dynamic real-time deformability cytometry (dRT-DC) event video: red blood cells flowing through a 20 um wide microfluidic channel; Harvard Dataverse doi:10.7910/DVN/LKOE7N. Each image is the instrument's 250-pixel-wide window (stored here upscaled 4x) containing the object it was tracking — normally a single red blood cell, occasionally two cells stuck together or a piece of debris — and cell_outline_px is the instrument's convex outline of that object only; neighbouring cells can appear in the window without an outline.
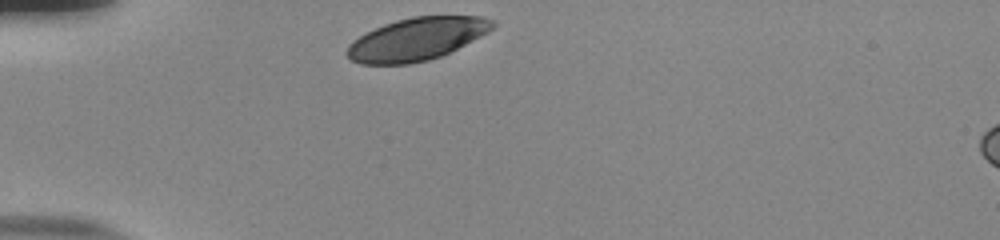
{"species": "human", "species_latin": "Homo sapiens", "temperature_condition": "room temperature", "stored_images_in_passage": 31, "camera_frame_rate_fps": 3000, "um_per_image_px": 0.085, "donor": {"sex": "male"}, "frame": {"image": 1, "passage_image": 1, "time_ms": 0.0, "image_size_px": [1000, 240], "cell_outline_px": [[496, 24], [488, 32], [440, 56], [428, 60], [408, 64], [360, 64], [352, 60], [344, 52], [348, 44], [352, 40], [384, 24], [396, 20], [412, 16], [484, 16], [492, 20]], "centroid_in_image_um": [35.39, 3.32], "position_along_channel_um": 49.6, "area_um2": 35.89}}
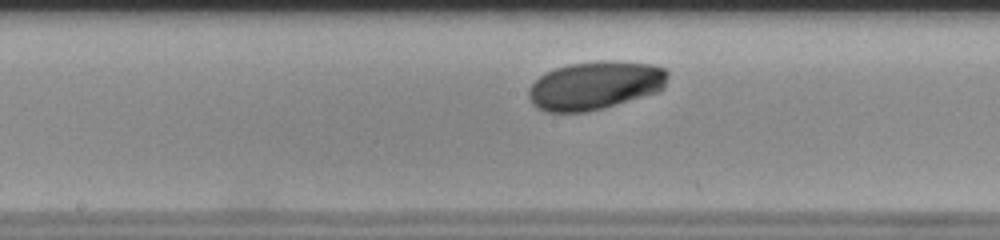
{"frame": {"image": 2, "passage_image": 15, "time_ms": 4.667, "image_size_px": [1000, 240], "cell_outline_px": [[668, 76], [664, 88], [660, 92], [600, 108], [584, 112], [548, 112], [536, 108], [532, 104], [528, 96], [528, 88], [544, 72], [568, 64], [600, 60], [616, 60], [652, 64], [664, 68], [668, 72]], "centroid_in_image_um": [50.59, 7.24], "position_along_channel_um": 197.6, "area_um2": 39.48}}
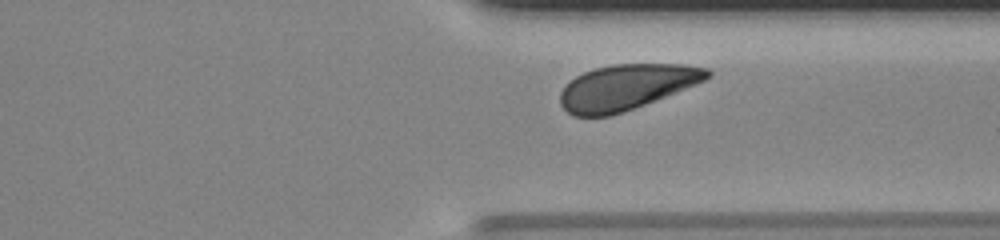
{"frame": {"image": 3, "passage_image": 28, "time_ms": 9.0, "image_size_px": [1000, 240], "cell_outline_px": [[712, 76], [704, 80], [644, 104], [608, 116], [572, 116], [560, 104], [560, 92], [576, 76], [584, 72], [596, 68], [612, 64], [680, 64], [708, 68], [712, 72]], "centroid_in_image_um": [53.22, 7.39], "position_along_channel_um": 358.2, "area_um2": 38.21}, "authors_computed_cell_mechanics": {"area_um2": 38.4948, "velocity_mm_per_s": 3.6978, "shape_relaxation_time_tau1_ms": 1.5266, "shape_relaxation_time_tau2_ms": null, "deformation_change_tau1": 0.0868, "deformation_change_tau2": null}}